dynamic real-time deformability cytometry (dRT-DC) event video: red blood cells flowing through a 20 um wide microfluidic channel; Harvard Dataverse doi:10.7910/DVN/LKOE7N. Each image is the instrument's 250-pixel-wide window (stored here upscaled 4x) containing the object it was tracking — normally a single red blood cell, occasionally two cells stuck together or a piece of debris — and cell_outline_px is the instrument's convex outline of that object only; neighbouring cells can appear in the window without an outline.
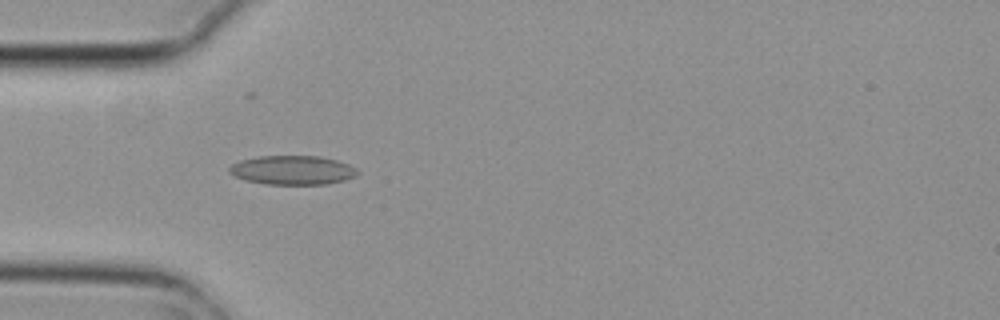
{"species": "common noctule bat (a hibernating species)", "species_latin": "Nyctalus noctula", "temperature_condition": "cold", "stored_images_in_passage": 7, "camera_frame_rate_fps": 3000, "um_per_image_px": 0.085, "animal": {"sex": "female", "body_mass_g": 29.2, "forearm_length_mm": 56.3}, "frame": {"image": 1, "passage_image": 6, "time_ms": 1.667, "image_size_px": [1000, 320], "cell_outline_px": [[360, 172], [356, 176], [344, 180], [328, 184], [264, 184], [248, 180], [236, 176], [228, 172], [228, 168], [232, 164], [240, 160], [256, 156], [320, 156], [336, 160], [348, 164], [356, 168]], "centroid_in_image_um": [24.88, 14.45], "position_along_channel_um": 60.1, "area_um2": 21.73}}
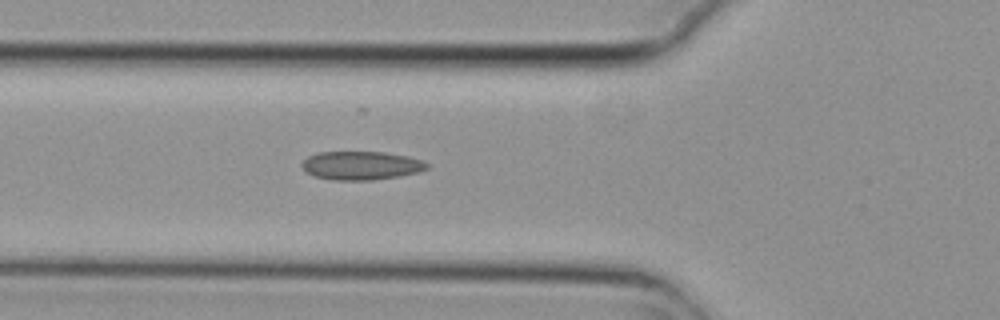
{"frame": {"image": 2, "passage_image": 7, "time_ms": 2.0, "image_size_px": [1000, 320], "cell_outline_px": [[428, 168], [420, 172], [400, 176], [372, 180], [332, 180], [316, 176], [308, 172], [300, 164], [308, 156], [320, 152], [384, 152], [408, 156], [420, 160], [428, 164]], "centroid_in_image_um": [30.72, 14.07], "position_along_channel_um": 95.1, "area_um2": 20.69}}